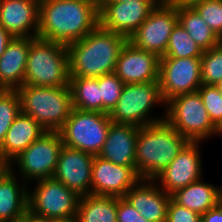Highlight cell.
Here are the masks:
<instances>
[{
  "mask_svg": "<svg viewBox=\"0 0 222 222\" xmlns=\"http://www.w3.org/2000/svg\"><path fill=\"white\" fill-rule=\"evenodd\" d=\"M99 26V5L89 0H42L39 3L41 39L69 45Z\"/></svg>",
  "mask_w": 222,
  "mask_h": 222,
  "instance_id": "6da1fadb",
  "label": "cell"
},
{
  "mask_svg": "<svg viewBox=\"0 0 222 222\" xmlns=\"http://www.w3.org/2000/svg\"><path fill=\"white\" fill-rule=\"evenodd\" d=\"M128 38L100 26L67 45L70 77L97 78L113 73Z\"/></svg>",
  "mask_w": 222,
  "mask_h": 222,
  "instance_id": "7a4b0ae2",
  "label": "cell"
},
{
  "mask_svg": "<svg viewBox=\"0 0 222 222\" xmlns=\"http://www.w3.org/2000/svg\"><path fill=\"white\" fill-rule=\"evenodd\" d=\"M189 142L165 119L140 127L135 154L140 179L155 180Z\"/></svg>",
  "mask_w": 222,
  "mask_h": 222,
  "instance_id": "3957f363",
  "label": "cell"
},
{
  "mask_svg": "<svg viewBox=\"0 0 222 222\" xmlns=\"http://www.w3.org/2000/svg\"><path fill=\"white\" fill-rule=\"evenodd\" d=\"M21 112L31 116L46 131H59L73 109L70 86L22 85L17 89Z\"/></svg>",
  "mask_w": 222,
  "mask_h": 222,
  "instance_id": "277c9868",
  "label": "cell"
},
{
  "mask_svg": "<svg viewBox=\"0 0 222 222\" xmlns=\"http://www.w3.org/2000/svg\"><path fill=\"white\" fill-rule=\"evenodd\" d=\"M69 54L67 46L34 38L30 43L24 85L40 87L68 86Z\"/></svg>",
  "mask_w": 222,
  "mask_h": 222,
  "instance_id": "5b68a950",
  "label": "cell"
},
{
  "mask_svg": "<svg viewBox=\"0 0 222 222\" xmlns=\"http://www.w3.org/2000/svg\"><path fill=\"white\" fill-rule=\"evenodd\" d=\"M157 104L166 106L159 81L125 84L116 107L109 115L113 123L140 128L165 119V116L150 117Z\"/></svg>",
  "mask_w": 222,
  "mask_h": 222,
  "instance_id": "8992f818",
  "label": "cell"
},
{
  "mask_svg": "<svg viewBox=\"0 0 222 222\" xmlns=\"http://www.w3.org/2000/svg\"><path fill=\"white\" fill-rule=\"evenodd\" d=\"M163 113L165 120L190 142H203L215 136L216 127L198 91L168 100Z\"/></svg>",
  "mask_w": 222,
  "mask_h": 222,
  "instance_id": "52a82bcc",
  "label": "cell"
},
{
  "mask_svg": "<svg viewBox=\"0 0 222 222\" xmlns=\"http://www.w3.org/2000/svg\"><path fill=\"white\" fill-rule=\"evenodd\" d=\"M112 123L109 114L72 109L59 130L63 145L98 155Z\"/></svg>",
  "mask_w": 222,
  "mask_h": 222,
  "instance_id": "ba28073f",
  "label": "cell"
},
{
  "mask_svg": "<svg viewBox=\"0 0 222 222\" xmlns=\"http://www.w3.org/2000/svg\"><path fill=\"white\" fill-rule=\"evenodd\" d=\"M28 188V211L48 219L75 218L80 196L65 184L51 178L36 182Z\"/></svg>",
  "mask_w": 222,
  "mask_h": 222,
  "instance_id": "9c48e42d",
  "label": "cell"
},
{
  "mask_svg": "<svg viewBox=\"0 0 222 222\" xmlns=\"http://www.w3.org/2000/svg\"><path fill=\"white\" fill-rule=\"evenodd\" d=\"M63 142L59 131H47L30 144L12 162L18 167L20 179L32 180L51 178L55 172ZM15 164V165H13Z\"/></svg>",
  "mask_w": 222,
  "mask_h": 222,
  "instance_id": "30bf717a",
  "label": "cell"
},
{
  "mask_svg": "<svg viewBox=\"0 0 222 222\" xmlns=\"http://www.w3.org/2000/svg\"><path fill=\"white\" fill-rule=\"evenodd\" d=\"M178 23L177 7L161 0L128 39L138 49L165 55L170 34Z\"/></svg>",
  "mask_w": 222,
  "mask_h": 222,
  "instance_id": "8fae6325",
  "label": "cell"
},
{
  "mask_svg": "<svg viewBox=\"0 0 222 222\" xmlns=\"http://www.w3.org/2000/svg\"><path fill=\"white\" fill-rule=\"evenodd\" d=\"M160 1H105L99 6V26L129 39Z\"/></svg>",
  "mask_w": 222,
  "mask_h": 222,
  "instance_id": "7c38bea8",
  "label": "cell"
},
{
  "mask_svg": "<svg viewBox=\"0 0 222 222\" xmlns=\"http://www.w3.org/2000/svg\"><path fill=\"white\" fill-rule=\"evenodd\" d=\"M159 82L165 102L196 92L201 83V58H160Z\"/></svg>",
  "mask_w": 222,
  "mask_h": 222,
  "instance_id": "4fadbf2b",
  "label": "cell"
},
{
  "mask_svg": "<svg viewBox=\"0 0 222 222\" xmlns=\"http://www.w3.org/2000/svg\"><path fill=\"white\" fill-rule=\"evenodd\" d=\"M140 177L136 166L116 165L95 155L91 172V194L99 196L124 197Z\"/></svg>",
  "mask_w": 222,
  "mask_h": 222,
  "instance_id": "5bb4252c",
  "label": "cell"
},
{
  "mask_svg": "<svg viewBox=\"0 0 222 222\" xmlns=\"http://www.w3.org/2000/svg\"><path fill=\"white\" fill-rule=\"evenodd\" d=\"M201 142H189L155 181L169 195L202 178Z\"/></svg>",
  "mask_w": 222,
  "mask_h": 222,
  "instance_id": "9a60e30c",
  "label": "cell"
},
{
  "mask_svg": "<svg viewBox=\"0 0 222 222\" xmlns=\"http://www.w3.org/2000/svg\"><path fill=\"white\" fill-rule=\"evenodd\" d=\"M94 155L63 145L53 178L77 195L91 194V172Z\"/></svg>",
  "mask_w": 222,
  "mask_h": 222,
  "instance_id": "2e32d148",
  "label": "cell"
},
{
  "mask_svg": "<svg viewBox=\"0 0 222 222\" xmlns=\"http://www.w3.org/2000/svg\"><path fill=\"white\" fill-rule=\"evenodd\" d=\"M160 57L138 49L127 41L122 48L114 73L124 84L159 81Z\"/></svg>",
  "mask_w": 222,
  "mask_h": 222,
  "instance_id": "e0dca14e",
  "label": "cell"
},
{
  "mask_svg": "<svg viewBox=\"0 0 222 222\" xmlns=\"http://www.w3.org/2000/svg\"><path fill=\"white\" fill-rule=\"evenodd\" d=\"M39 3L36 0H0V25L13 37L36 38Z\"/></svg>",
  "mask_w": 222,
  "mask_h": 222,
  "instance_id": "ac0fdd59",
  "label": "cell"
},
{
  "mask_svg": "<svg viewBox=\"0 0 222 222\" xmlns=\"http://www.w3.org/2000/svg\"><path fill=\"white\" fill-rule=\"evenodd\" d=\"M124 198L149 222H166L171 195L157 185L155 180L140 179Z\"/></svg>",
  "mask_w": 222,
  "mask_h": 222,
  "instance_id": "d6986e66",
  "label": "cell"
},
{
  "mask_svg": "<svg viewBox=\"0 0 222 222\" xmlns=\"http://www.w3.org/2000/svg\"><path fill=\"white\" fill-rule=\"evenodd\" d=\"M139 128L111 123L106 141L98 156L121 166H136L135 154Z\"/></svg>",
  "mask_w": 222,
  "mask_h": 222,
  "instance_id": "ffe728a7",
  "label": "cell"
},
{
  "mask_svg": "<svg viewBox=\"0 0 222 222\" xmlns=\"http://www.w3.org/2000/svg\"><path fill=\"white\" fill-rule=\"evenodd\" d=\"M34 38L13 37L0 57V89L17 90L24 85L27 57Z\"/></svg>",
  "mask_w": 222,
  "mask_h": 222,
  "instance_id": "44dd1931",
  "label": "cell"
},
{
  "mask_svg": "<svg viewBox=\"0 0 222 222\" xmlns=\"http://www.w3.org/2000/svg\"><path fill=\"white\" fill-rule=\"evenodd\" d=\"M14 169L17 171L11 166V171L0 180V222L21 221L28 210L27 183L17 181L19 176Z\"/></svg>",
  "mask_w": 222,
  "mask_h": 222,
  "instance_id": "7402d4cb",
  "label": "cell"
},
{
  "mask_svg": "<svg viewBox=\"0 0 222 222\" xmlns=\"http://www.w3.org/2000/svg\"><path fill=\"white\" fill-rule=\"evenodd\" d=\"M46 132L31 116L20 112L8 129L0 150L11 163L30 144Z\"/></svg>",
  "mask_w": 222,
  "mask_h": 222,
  "instance_id": "603a6c76",
  "label": "cell"
},
{
  "mask_svg": "<svg viewBox=\"0 0 222 222\" xmlns=\"http://www.w3.org/2000/svg\"><path fill=\"white\" fill-rule=\"evenodd\" d=\"M171 199L178 205L200 215L222 201V188L202 181L192 182L171 194Z\"/></svg>",
  "mask_w": 222,
  "mask_h": 222,
  "instance_id": "cb8c5ba5",
  "label": "cell"
},
{
  "mask_svg": "<svg viewBox=\"0 0 222 222\" xmlns=\"http://www.w3.org/2000/svg\"><path fill=\"white\" fill-rule=\"evenodd\" d=\"M75 219L76 222H117V197L81 196Z\"/></svg>",
  "mask_w": 222,
  "mask_h": 222,
  "instance_id": "d4e9b609",
  "label": "cell"
},
{
  "mask_svg": "<svg viewBox=\"0 0 222 222\" xmlns=\"http://www.w3.org/2000/svg\"><path fill=\"white\" fill-rule=\"evenodd\" d=\"M177 14L178 23L203 51H207L222 42L193 7H179Z\"/></svg>",
  "mask_w": 222,
  "mask_h": 222,
  "instance_id": "484cf974",
  "label": "cell"
},
{
  "mask_svg": "<svg viewBox=\"0 0 222 222\" xmlns=\"http://www.w3.org/2000/svg\"><path fill=\"white\" fill-rule=\"evenodd\" d=\"M69 86L74 109L101 113L99 77H70Z\"/></svg>",
  "mask_w": 222,
  "mask_h": 222,
  "instance_id": "4316f807",
  "label": "cell"
},
{
  "mask_svg": "<svg viewBox=\"0 0 222 222\" xmlns=\"http://www.w3.org/2000/svg\"><path fill=\"white\" fill-rule=\"evenodd\" d=\"M203 50L177 23L170 34L165 55L160 58H201Z\"/></svg>",
  "mask_w": 222,
  "mask_h": 222,
  "instance_id": "83f0119b",
  "label": "cell"
},
{
  "mask_svg": "<svg viewBox=\"0 0 222 222\" xmlns=\"http://www.w3.org/2000/svg\"><path fill=\"white\" fill-rule=\"evenodd\" d=\"M20 112L21 104L17 90L0 89V146Z\"/></svg>",
  "mask_w": 222,
  "mask_h": 222,
  "instance_id": "f1b7e54d",
  "label": "cell"
},
{
  "mask_svg": "<svg viewBox=\"0 0 222 222\" xmlns=\"http://www.w3.org/2000/svg\"><path fill=\"white\" fill-rule=\"evenodd\" d=\"M222 81V42L207 51L201 57V83L217 85Z\"/></svg>",
  "mask_w": 222,
  "mask_h": 222,
  "instance_id": "f546056e",
  "label": "cell"
},
{
  "mask_svg": "<svg viewBox=\"0 0 222 222\" xmlns=\"http://www.w3.org/2000/svg\"><path fill=\"white\" fill-rule=\"evenodd\" d=\"M124 83L113 72L99 77L101 113L110 114L121 96Z\"/></svg>",
  "mask_w": 222,
  "mask_h": 222,
  "instance_id": "4dcf8cb0",
  "label": "cell"
},
{
  "mask_svg": "<svg viewBox=\"0 0 222 222\" xmlns=\"http://www.w3.org/2000/svg\"><path fill=\"white\" fill-rule=\"evenodd\" d=\"M222 40V0H203L192 6Z\"/></svg>",
  "mask_w": 222,
  "mask_h": 222,
  "instance_id": "1f68e13d",
  "label": "cell"
},
{
  "mask_svg": "<svg viewBox=\"0 0 222 222\" xmlns=\"http://www.w3.org/2000/svg\"><path fill=\"white\" fill-rule=\"evenodd\" d=\"M215 127L222 121V94L216 85L202 84L197 90Z\"/></svg>",
  "mask_w": 222,
  "mask_h": 222,
  "instance_id": "d6a6232c",
  "label": "cell"
},
{
  "mask_svg": "<svg viewBox=\"0 0 222 222\" xmlns=\"http://www.w3.org/2000/svg\"><path fill=\"white\" fill-rule=\"evenodd\" d=\"M166 222H201V215L178 205L171 199L167 208Z\"/></svg>",
  "mask_w": 222,
  "mask_h": 222,
  "instance_id": "836d02e7",
  "label": "cell"
},
{
  "mask_svg": "<svg viewBox=\"0 0 222 222\" xmlns=\"http://www.w3.org/2000/svg\"><path fill=\"white\" fill-rule=\"evenodd\" d=\"M117 222H149L124 198L117 197Z\"/></svg>",
  "mask_w": 222,
  "mask_h": 222,
  "instance_id": "e575fe53",
  "label": "cell"
},
{
  "mask_svg": "<svg viewBox=\"0 0 222 222\" xmlns=\"http://www.w3.org/2000/svg\"><path fill=\"white\" fill-rule=\"evenodd\" d=\"M201 222H222V201L203 213Z\"/></svg>",
  "mask_w": 222,
  "mask_h": 222,
  "instance_id": "d590c367",
  "label": "cell"
},
{
  "mask_svg": "<svg viewBox=\"0 0 222 222\" xmlns=\"http://www.w3.org/2000/svg\"><path fill=\"white\" fill-rule=\"evenodd\" d=\"M13 39V36L8 33L1 25H0V57L5 51L6 46Z\"/></svg>",
  "mask_w": 222,
  "mask_h": 222,
  "instance_id": "8d00e7d4",
  "label": "cell"
},
{
  "mask_svg": "<svg viewBox=\"0 0 222 222\" xmlns=\"http://www.w3.org/2000/svg\"><path fill=\"white\" fill-rule=\"evenodd\" d=\"M167 4H170L172 6L179 7H192L194 4L201 2L203 0H163Z\"/></svg>",
  "mask_w": 222,
  "mask_h": 222,
  "instance_id": "74e56055",
  "label": "cell"
},
{
  "mask_svg": "<svg viewBox=\"0 0 222 222\" xmlns=\"http://www.w3.org/2000/svg\"><path fill=\"white\" fill-rule=\"evenodd\" d=\"M11 171V163L4 157L0 150V180Z\"/></svg>",
  "mask_w": 222,
  "mask_h": 222,
  "instance_id": "f35d334b",
  "label": "cell"
},
{
  "mask_svg": "<svg viewBox=\"0 0 222 222\" xmlns=\"http://www.w3.org/2000/svg\"><path fill=\"white\" fill-rule=\"evenodd\" d=\"M22 222H51V219L45 218V217H41V216H37L33 213H31L30 211H26L25 215L23 216V218L21 219Z\"/></svg>",
  "mask_w": 222,
  "mask_h": 222,
  "instance_id": "ab89813d",
  "label": "cell"
},
{
  "mask_svg": "<svg viewBox=\"0 0 222 222\" xmlns=\"http://www.w3.org/2000/svg\"><path fill=\"white\" fill-rule=\"evenodd\" d=\"M51 222H76L75 218L69 219H51Z\"/></svg>",
  "mask_w": 222,
  "mask_h": 222,
  "instance_id": "60d3db41",
  "label": "cell"
},
{
  "mask_svg": "<svg viewBox=\"0 0 222 222\" xmlns=\"http://www.w3.org/2000/svg\"><path fill=\"white\" fill-rule=\"evenodd\" d=\"M217 134L222 136V121L216 127L215 135L217 136Z\"/></svg>",
  "mask_w": 222,
  "mask_h": 222,
  "instance_id": "b9f144b4",
  "label": "cell"
},
{
  "mask_svg": "<svg viewBox=\"0 0 222 222\" xmlns=\"http://www.w3.org/2000/svg\"><path fill=\"white\" fill-rule=\"evenodd\" d=\"M105 1H119V2H125V0H99V6L105 2Z\"/></svg>",
  "mask_w": 222,
  "mask_h": 222,
  "instance_id": "7bdbcfd3",
  "label": "cell"
},
{
  "mask_svg": "<svg viewBox=\"0 0 222 222\" xmlns=\"http://www.w3.org/2000/svg\"><path fill=\"white\" fill-rule=\"evenodd\" d=\"M216 86L218 87L220 93L222 94V81H220Z\"/></svg>",
  "mask_w": 222,
  "mask_h": 222,
  "instance_id": "ee69618b",
  "label": "cell"
},
{
  "mask_svg": "<svg viewBox=\"0 0 222 222\" xmlns=\"http://www.w3.org/2000/svg\"><path fill=\"white\" fill-rule=\"evenodd\" d=\"M89 1H92V2L97 3L99 5V0H89Z\"/></svg>",
  "mask_w": 222,
  "mask_h": 222,
  "instance_id": "f6af8a7d",
  "label": "cell"
}]
</instances>
